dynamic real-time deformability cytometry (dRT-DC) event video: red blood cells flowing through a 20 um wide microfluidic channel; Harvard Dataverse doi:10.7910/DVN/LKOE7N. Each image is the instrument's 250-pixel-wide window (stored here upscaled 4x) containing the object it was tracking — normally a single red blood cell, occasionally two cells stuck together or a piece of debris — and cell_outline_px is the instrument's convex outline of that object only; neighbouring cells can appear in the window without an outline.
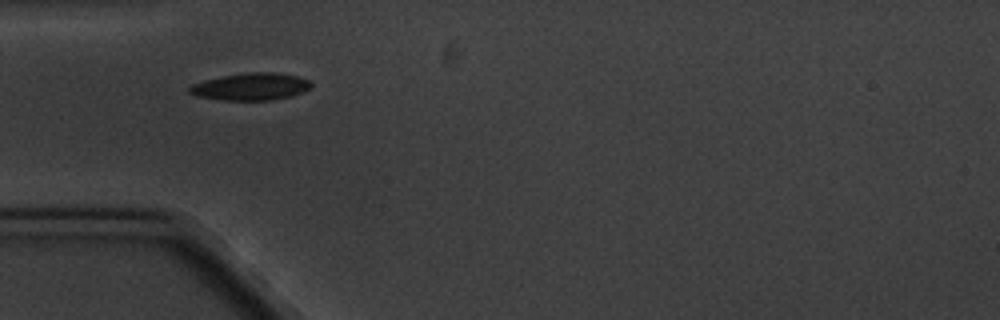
{"species": "common noctule bat (a hibernating species)", "species_latin": "Nyctalus noctula", "temperature_condition": "cold", "stored_images_in_passage": 2, "camera_frame_rate_fps": 3000, "um_per_image_px": 0.085, "animal": {"sex": "male", "body_mass_g": 20.1, "forearm_length_mm": 53.5}, "frame": {"image": 1, "passage_image": 1, "time_ms": 0.0, "image_size_px": [1000, 320], "cell_outline_px": [[312, 84], [308, 88], [300, 92], [288, 96], [272, 100], [224, 100], [196, 96], [188, 92], [188, 88], [192, 84], [204, 80], [244, 72], [276, 72], [296, 76], [308, 80]], "centroid_in_image_um": [21.26, 7.35], "position_along_channel_um": 63.7, "area_um2": 19.07}}